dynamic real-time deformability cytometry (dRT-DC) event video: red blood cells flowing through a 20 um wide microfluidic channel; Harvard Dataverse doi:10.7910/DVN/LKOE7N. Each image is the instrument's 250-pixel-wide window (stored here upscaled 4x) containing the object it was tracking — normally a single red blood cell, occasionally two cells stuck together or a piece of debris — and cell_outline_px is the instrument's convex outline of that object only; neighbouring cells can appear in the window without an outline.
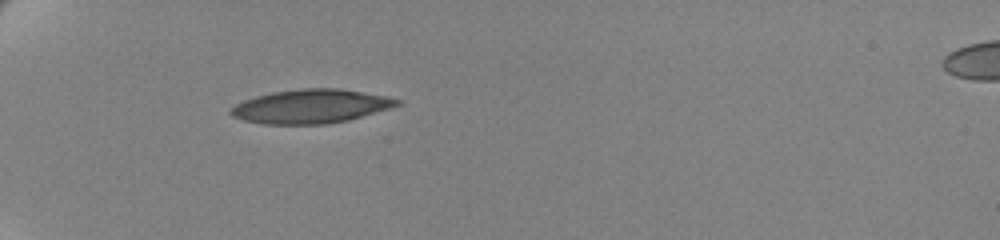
{"species": "human", "species_latin": "Homo sapiens", "temperature_condition": "cold", "stored_images_in_passage": 40, "camera_frame_rate_fps": 3000, "um_per_image_px": 0.085, "donor": {"sex": "female"}, "frame": {"image": 1, "passage_image": 1, "time_ms": 0.0, "image_size_px": [1000, 240], "cell_outline_px": [[400, 104], [388, 108], [348, 120], [324, 124], [264, 124], [244, 120], [232, 116], [228, 112], [236, 104], [244, 100], [256, 96], [272, 92], [300, 88], [340, 88], [384, 96], [400, 100]], "centroid_in_image_um": [26.37, 9.03], "position_along_channel_um": 58.6, "area_um2": 32.48}}
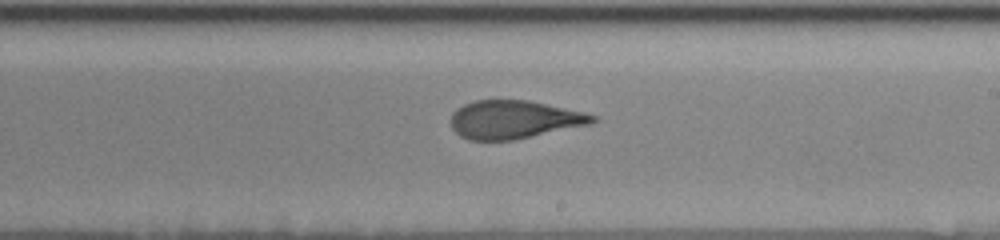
{"frame": {"image": 2, "passage_image": 19, "time_ms": 6.0, "image_size_px": [1000, 240], "cell_outline_px": [[596, 120], [592, 124], [512, 140], [468, 140], [460, 136], [452, 128], [452, 112], [456, 108], [464, 104], [476, 100], [528, 100], [584, 112], [596, 116]], "centroid_in_image_um": [43.68, 10.16], "position_along_channel_um": 245.3, "area_um2": 31.44}}
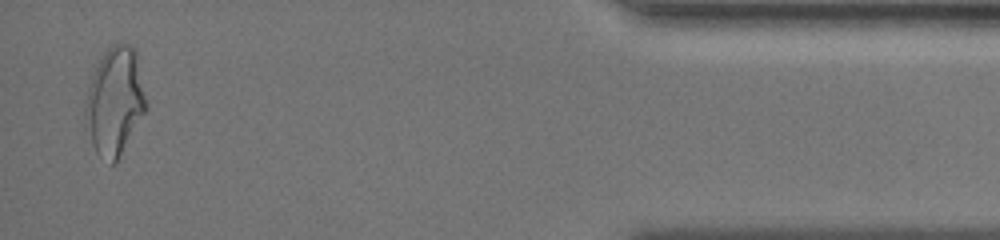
{"frame": {"image": 3, "passage_image": 39, "time_ms": 12.667, "image_size_px": [1000, 240], "cell_outline_px": [[148, 108], [116, 164], [112, 164], [96, 152], [84, 128], [84, 104], [88, 88], [92, 76], [104, 52], [112, 44], [120, 40], [132, 44], [136, 48], [148, 104]], "centroid_in_image_um": [9.78, 8.59], "position_along_channel_um": 425.4, "area_um2": 39.13}, "authors_computed_cell_mechanics": {"area_um2": 32.8593, "velocity_mm_per_s": 3.4726, "shape_relaxation_time_tau1_ms": 5.0517, "shape_relaxation_time_tau2_ms": 1.5259, "deformation_change_tau1": 0.1887, "deformation_change_tau2": 0.0976}}